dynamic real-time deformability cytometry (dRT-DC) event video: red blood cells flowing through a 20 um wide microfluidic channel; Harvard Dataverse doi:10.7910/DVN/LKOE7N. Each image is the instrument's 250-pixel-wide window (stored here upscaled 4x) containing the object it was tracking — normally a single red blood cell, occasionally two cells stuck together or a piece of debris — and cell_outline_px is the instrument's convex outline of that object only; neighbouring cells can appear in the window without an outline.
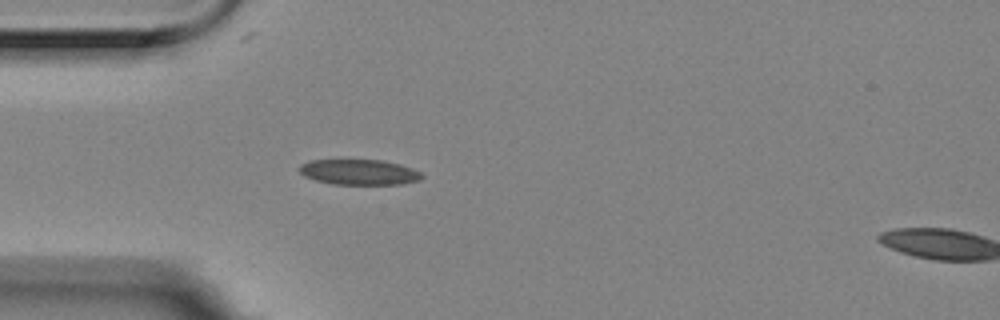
{"species": "Egyptian fruit bat (a non-hibernating species)", "species_latin": "Rousettus aegyptiacus", "temperature_condition": "room temperature", "stored_images_in_passage": 4, "camera_frame_rate_fps": 3000, "um_per_image_px": 0.085, "animal": {"sex": "female"}, "frame": {"image": 1, "passage_image": 4, "time_ms": 1.0, "image_size_px": [1000, 320], "cell_outline_px": [[424, 176], [420, 180], [400, 184], [336, 184], [316, 180], [304, 176], [300, 172], [300, 164], [308, 160], [384, 160], [400, 164], [412, 168], [420, 172]], "centroid_in_image_um": [30.54, 14.62], "position_along_channel_um": 54.5, "area_um2": 18.09}}